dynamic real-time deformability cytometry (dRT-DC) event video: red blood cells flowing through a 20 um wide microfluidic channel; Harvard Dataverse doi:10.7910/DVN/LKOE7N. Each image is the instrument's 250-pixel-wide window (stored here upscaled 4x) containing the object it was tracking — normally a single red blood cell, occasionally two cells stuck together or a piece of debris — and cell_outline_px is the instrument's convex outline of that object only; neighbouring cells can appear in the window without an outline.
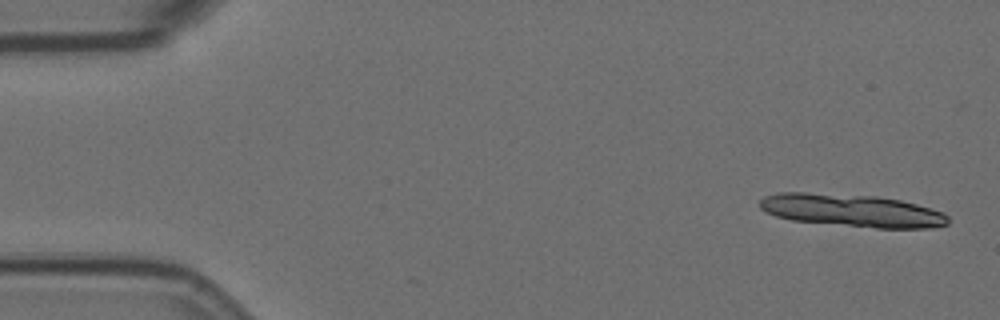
{"species": "Egyptian fruit bat (a non-hibernating species)", "species_latin": "Rousettus aegyptiacus", "temperature_condition": "room temperature", "stored_images_in_passage": 6, "camera_frame_rate_fps": 3000, "um_per_image_px": 0.085, "animal": {"sex": "female"}, "frame": {"image": 1, "passage_image": 1, "time_ms": 0.0, "image_size_px": [1000, 320], "cell_outline_px": [[948, 224], [928, 228], [876, 228], [792, 220], [776, 216], [764, 212], [760, 208], [760, 200], [764, 196], [780, 192], [804, 192], [876, 196], [900, 200], [916, 204], [944, 212], [948, 216]], "centroid_in_image_um": [72.4, 17.89], "position_along_channel_um": 12.6, "area_um2": 35.78}}